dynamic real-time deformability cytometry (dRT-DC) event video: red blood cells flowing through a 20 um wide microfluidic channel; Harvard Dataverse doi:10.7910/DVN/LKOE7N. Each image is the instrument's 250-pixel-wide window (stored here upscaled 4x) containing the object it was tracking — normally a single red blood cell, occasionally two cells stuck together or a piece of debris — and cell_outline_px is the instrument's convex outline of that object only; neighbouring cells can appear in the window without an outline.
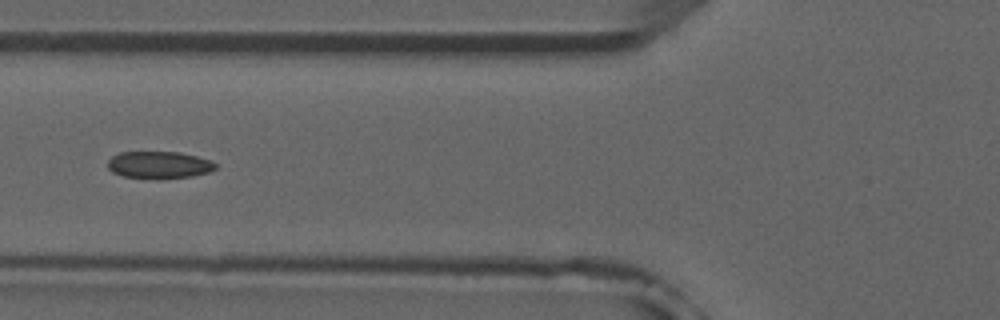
{"species": "common noctule bat (a hibernating species)", "species_latin": "Nyctalus noctula", "temperature_condition": "room temperature", "stored_images_in_passage": 5, "camera_frame_rate_fps": 3000, "um_per_image_px": 0.085, "animal": {"sex": "male", "forearm_length_mm": 52.5}, "frame": {"image": 1, "passage_image": 4, "time_ms": 3.667, "image_size_px": [1000, 320], "cell_outline_px": [[216, 168], [208, 172], [192, 176], [160, 180], [156, 180], [124, 176], [112, 172], [108, 168], [108, 160], [112, 156], [120, 152], [180, 152], [212, 160], [216, 164]], "centroid_in_image_um": [13.52, 14.03], "position_along_channel_um": 112.3, "area_um2": 17.34}}
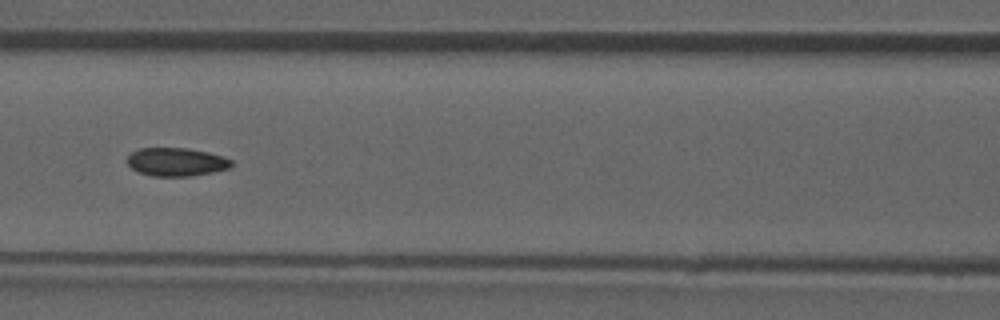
{"frame": {"image": 2, "passage_image": 5, "time_ms": 4.667, "image_size_px": [1000, 320], "cell_outline_px": [[232, 168], [192, 176], [152, 176], [136, 172], [128, 164], [128, 156], [132, 152], [140, 148], [188, 148], [208, 152], [224, 156], [232, 160]], "centroid_in_image_um": [15.01, 13.77], "position_along_channel_um": 151.6, "area_um2": 17.34}}